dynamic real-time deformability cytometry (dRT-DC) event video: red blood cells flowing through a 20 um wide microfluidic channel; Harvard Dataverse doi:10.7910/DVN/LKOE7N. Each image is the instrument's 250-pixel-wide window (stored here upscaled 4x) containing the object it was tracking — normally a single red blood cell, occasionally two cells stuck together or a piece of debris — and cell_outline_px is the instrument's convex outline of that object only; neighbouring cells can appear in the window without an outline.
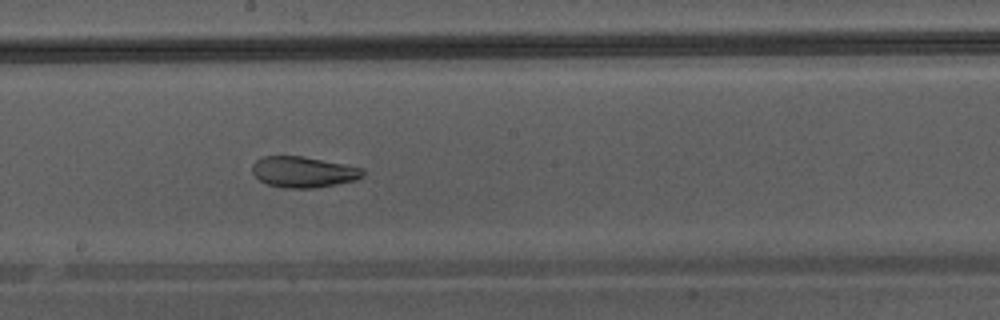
{"species": "Egyptian fruit bat (a non-hibernating species)", "species_latin": "Rousettus aegyptiacus", "temperature_condition": "warm", "stored_images_in_passage": 49, "camera_frame_rate_fps": 3000, "um_per_image_px": 0.085, "animal": {"sex": "male"}, "frame": {"image": 1, "passage_image": 28, "time_ms": 9.0, "image_size_px": [1000, 320], "cell_outline_px": [[364, 176], [356, 180], [312, 188], [288, 188], [268, 184], [260, 180], [252, 172], [252, 164], [256, 160], [264, 156], [304, 156], [364, 168]], "centroid_in_image_um": [25.8, 14.6], "position_along_channel_um": 222.4, "area_um2": 19.83}}